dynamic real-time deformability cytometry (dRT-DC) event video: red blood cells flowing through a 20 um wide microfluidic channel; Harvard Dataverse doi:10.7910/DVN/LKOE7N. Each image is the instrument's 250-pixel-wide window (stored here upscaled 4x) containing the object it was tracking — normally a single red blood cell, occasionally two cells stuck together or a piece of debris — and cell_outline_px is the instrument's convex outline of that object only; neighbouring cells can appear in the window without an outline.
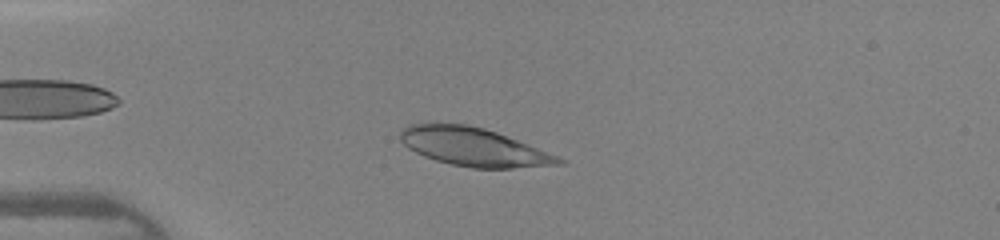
{"species": "human", "species_latin": "Homo sapiens", "temperature_condition": "warm", "stored_images_in_passage": 43, "camera_frame_rate_fps": 3000, "um_per_image_px": 0.085, "donor": {"sex": "female"}, "frame": {"image": 1, "passage_image": 9, "time_ms": 2.667, "image_size_px": [1000, 240], "cell_outline_px": [[564, 164], [512, 168], [472, 168], [452, 164], [436, 160], [424, 156], [408, 148], [400, 140], [400, 128], [408, 124], [428, 120], [464, 124], [484, 128], [496, 132], [528, 144], [556, 156], [564, 160]], "centroid_in_image_um": [40.14, 12.44], "position_along_channel_um": 44.9, "area_um2": 35.72}}
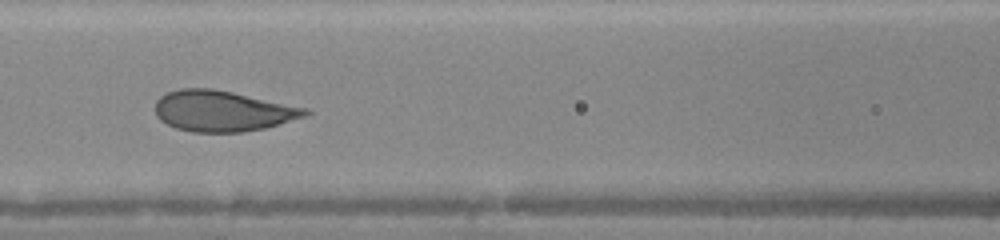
{"frame": {"image": 2, "passage_image": 18, "time_ms": 5.667, "image_size_px": [1000, 240], "cell_outline_px": [[312, 112], [308, 116], [264, 128], [244, 132], [192, 132], [176, 128], [160, 120], [156, 116], [156, 100], [160, 96], [168, 92], [180, 88], [212, 88], [232, 92], [308, 108]], "centroid_in_image_um": [18.93, 9.43], "position_along_channel_um": 147.7, "area_um2": 35.72}}
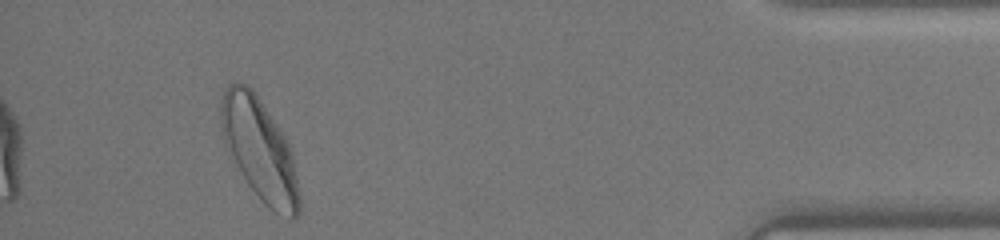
{"frame": {"image": 3, "passage_image": 40, "time_ms": 13.0, "image_size_px": [1000, 240], "cell_outline_px": [[300, 216], [296, 220], [292, 220], [268, 208], [264, 204], [248, 184], [224, 144], [220, 120], [220, 104], [224, 92], [228, 84], [236, 80], [248, 84], [252, 88], [284, 136], [292, 152], [300, 196]], "centroid_in_image_um": [22.07, 12.73], "position_along_channel_um": 413.1, "area_um2": 46.41}, "authors_computed_cell_mechanics": {"area_um2": 36.0672, "velocity_mm_per_s": 4.3276, "shape_relaxation_time_tau1_ms": 2.3714, "shape_relaxation_time_tau2_ms": null, "deformation_change_tau1": 0.1292, "deformation_change_tau2": null}}